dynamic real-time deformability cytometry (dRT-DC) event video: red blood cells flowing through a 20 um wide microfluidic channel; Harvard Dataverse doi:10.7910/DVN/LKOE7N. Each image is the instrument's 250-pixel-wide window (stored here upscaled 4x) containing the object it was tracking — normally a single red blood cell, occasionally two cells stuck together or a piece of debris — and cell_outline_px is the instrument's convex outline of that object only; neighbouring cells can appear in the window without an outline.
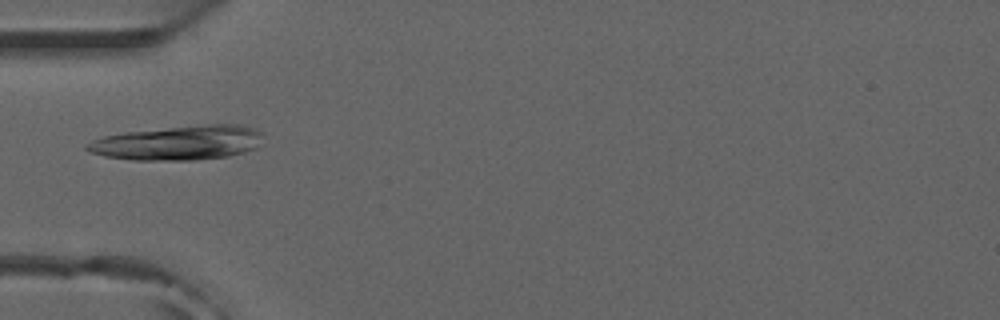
{"species": "common noctule bat (a hibernating species)", "species_latin": "Nyctalus noctula", "temperature_condition": "room temperature", "stored_images_in_passage": 5, "camera_frame_rate_fps": 3000, "um_per_image_px": 0.085, "animal": {"sex": "male", "forearm_length_mm": 52.5}, "frame": {"image": 1, "passage_image": 4, "time_ms": 1.0, "image_size_px": [1000, 320], "cell_outline_px": [[260, 132], [256, 148], [244, 152], [228, 156], [192, 160], [132, 160], [104, 156], [92, 152], [84, 148], [84, 144], [92, 140], [104, 136], [124, 132], [204, 124], [236, 124], [256, 128]], "centroid_in_image_um": [15.1, 12.14], "position_along_channel_um": 69.9, "area_um2": 35.14}}
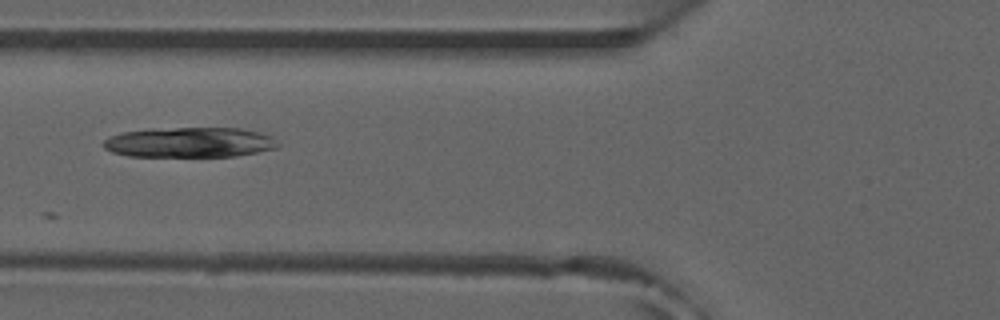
{"frame": {"image": 2, "passage_image": 5, "time_ms": 1.333, "image_size_px": [1000, 320], "cell_outline_px": [[280, 144], [276, 148], [236, 156], [128, 156], [112, 152], [104, 148], [100, 144], [104, 140], [120, 132], [148, 128], [240, 128], [260, 132], [272, 136]], "centroid_in_image_um": [16.09, 12.09], "position_along_channel_um": 109.7, "area_um2": 30.87}}